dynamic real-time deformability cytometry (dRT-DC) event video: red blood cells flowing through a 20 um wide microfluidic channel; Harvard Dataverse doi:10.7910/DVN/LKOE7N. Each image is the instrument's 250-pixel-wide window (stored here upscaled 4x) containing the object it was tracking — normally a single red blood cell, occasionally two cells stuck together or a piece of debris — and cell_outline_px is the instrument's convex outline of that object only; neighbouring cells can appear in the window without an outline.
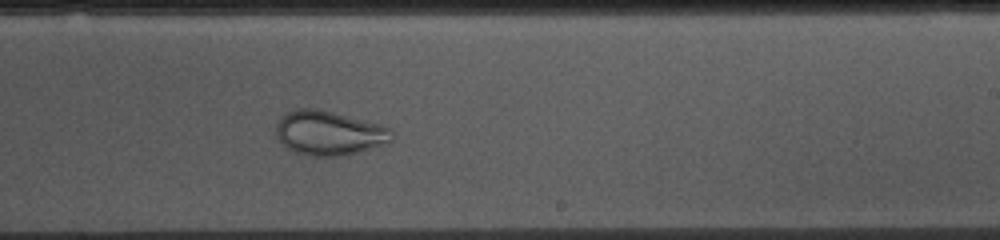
{"species": "common noctule bat (a hibernating species)", "species_latin": "Nyctalus noctula", "temperature_condition": "cold", "stored_images_in_passage": 53, "camera_frame_rate_fps": 3000, "um_per_image_px": 0.085, "animal": {"sex": "female", "body_mass_g": 10.0, "forearm_length_mm": 53.1}, "frame": {"image": 1, "passage_image": 31, "time_ms": 10.0, "image_size_px": [1000, 240], "cell_outline_px": [[392, 140], [388, 144], [344, 156], [308, 156], [296, 152], [288, 148], [276, 136], [276, 120], [288, 112], [296, 108], [316, 108], [380, 124], [392, 128]], "centroid_in_image_um": [27.98, 11.31], "position_along_channel_um": 261.0, "area_um2": 30.11}}
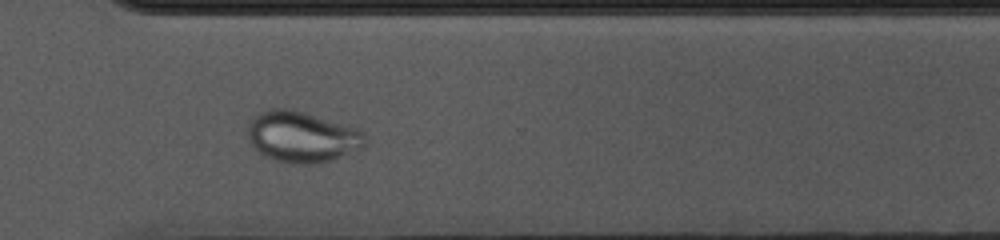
{"frame": {"image": 2, "passage_image": 38, "time_ms": 12.333, "image_size_px": [1000, 240], "cell_outline_px": [[368, 140], [364, 148], [332, 160], [312, 164], [296, 164], [276, 160], [264, 156], [248, 144], [248, 120], [260, 112], [268, 108], [288, 108], [304, 112], [356, 128], [364, 132], [368, 136]], "centroid_in_image_um": [25.66, 11.63], "position_along_channel_um": 344.9, "area_um2": 35.37}}
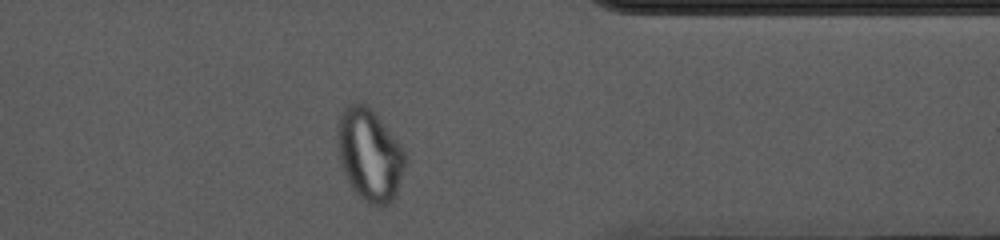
{"frame": {"image": 3, "passage_image": 42, "time_ms": 13.667, "image_size_px": [1000, 240], "cell_outline_px": [[408, 160], [396, 196], [384, 208], [380, 208], [368, 204], [356, 196], [344, 172], [340, 160], [336, 144], [336, 132], [340, 112], [348, 104], [364, 104], [372, 108], [376, 112], [404, 148], [408, 156]], "centroid_in_image_um": [31.44, 13.18], "position_along_channel_um": 380.0, "area_um2": 37.51}}